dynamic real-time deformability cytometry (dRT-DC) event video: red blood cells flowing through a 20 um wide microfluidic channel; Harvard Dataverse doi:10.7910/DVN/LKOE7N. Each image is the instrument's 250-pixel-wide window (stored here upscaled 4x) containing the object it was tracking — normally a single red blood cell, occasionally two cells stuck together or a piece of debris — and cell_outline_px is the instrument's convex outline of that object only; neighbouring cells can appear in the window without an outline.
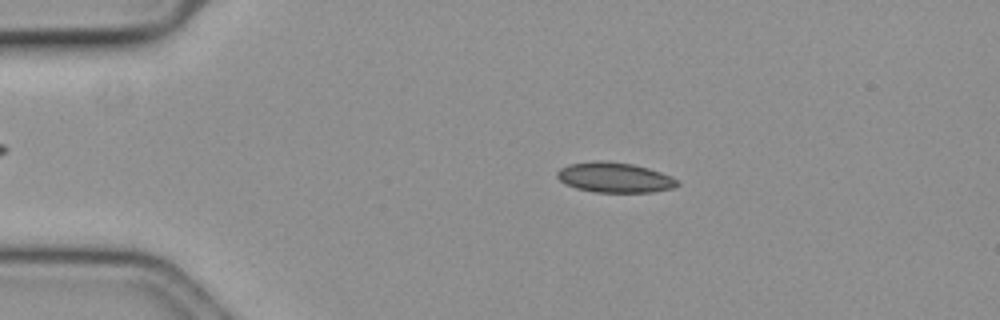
{"species": "common noctule bat (a hibernating species)", "species_latin": "Nyctalus noctula", "temperature_condition": "cold", "stored_images_in_passage": 58, "camera_frame_rate_fps": 3000, "um_per_image_px": 0.085, "animal": {"sex": "female", "body_mass_g": 19.3, "forearm_length_mm": 54.1}, "frame": {"image": 1, "passage_image": 12, "time_ms": 3.667, "image_size_px": [1000, 320], "cell_outline_px": [[680, 184], [672, 188], [652, 192], [592, 192], [576, 188], [564, 184], [556, 176], [556, 172], [560, 168], [568, 164], [596, 160], [604, 160], [632, 164], [648, 168], [660, 172], [676, 180]], "centroid_in_image_um": [52.17, 15.08], "position_along_channel_um": 32.8, "area_um2": 21.1}}
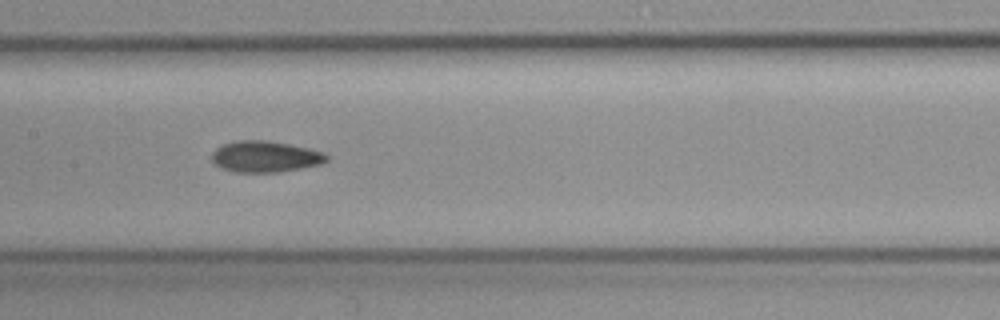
{"frame": {"image": 2, "passage_image": 29, "time_ms": 9.333, "image_size_px": [1000, 320], "cell_outline_px": [[328, 160], [320, 164], [280, 172], [236, 172], [220, 168], [212, 164], [212, 152], [216, 148], [224, 144], [236, 140], [264, 140], [288, 144], [308, 148], [324, 152], [328, 156]], "centroid_in_image_um": [22.51, 13.31], "position_along_channel_um": 184.9, "area_um2": 20.92}}
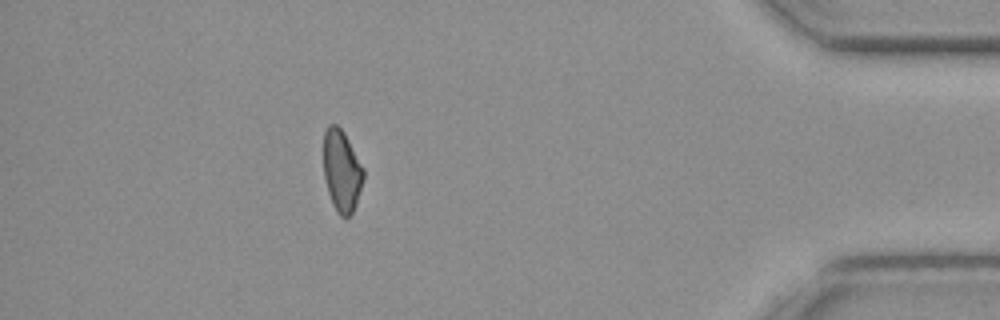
{"frame": {"image": 3, "passage_image": 52, "time_ms": 17.0, "image_size_px": [1000, 320], "cell_outline_px": [[364, 176], [356, 204], [352, 212], [344, 220], [336, 212], [332, 204], [324, 180], [324, 132], [328, 124], [336, 124], [344, 132], [364, 168]], "centroid_in_image_um": [29.04, 14.53], "position_along_channel_um": 406.2, "area_um2": 19.13}, "authors_computed_cell_mechanics": {"area_um2": 20.4034, "velocity_mm_per_s": 3.5557, "shape_relaxation_time_tau1_ms": 5.6221, "shape_relaxation_time_tau2_ms": null, "deformation_change_tau1": 0.0956, "deformation_change_tau2": null}}